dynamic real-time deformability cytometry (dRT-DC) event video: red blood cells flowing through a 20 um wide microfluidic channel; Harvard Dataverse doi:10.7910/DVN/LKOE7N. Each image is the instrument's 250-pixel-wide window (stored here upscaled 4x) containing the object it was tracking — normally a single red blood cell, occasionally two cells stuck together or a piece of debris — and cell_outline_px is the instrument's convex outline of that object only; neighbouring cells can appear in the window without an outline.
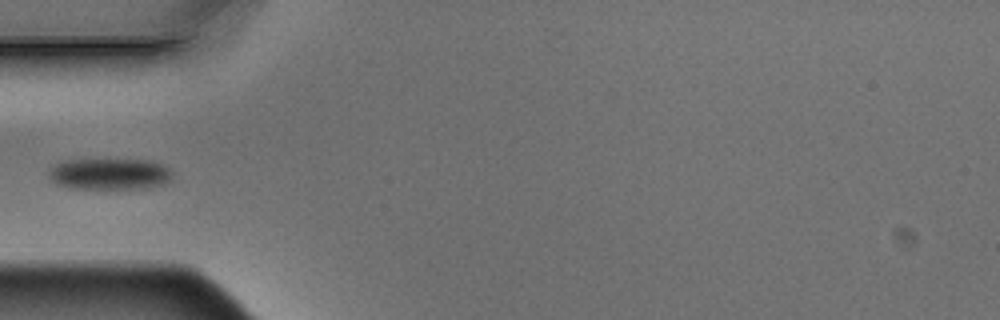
{"species": "Egyptian fruit bat (a non-hibernating species)", "species_latin": "Rousettus aegyptiacus", "temperature_condition": "warm", "stored_images_in_passage": 4, "camera_frame_rate_fps": 3000, "um_per_image_px": 0.085, "animal": {"sex": "male"}, "frame": {"image": 1, "passage_image": 4, "time_ms": 1.0, "image_size_px": [1000, 320], "cell_outline_px": [[172, 180], [164, 184], [148, 188], [68, 188], [56, 184], [48, 180], [48, 172], [56, 164], [64, 160], [148, 160], [160, 164], [168, 168], [172, 172]], "centroid_in_image_um": [9.3, 14.8], "position_along_channel_um": 75.7, "area_um2": 22.6}}